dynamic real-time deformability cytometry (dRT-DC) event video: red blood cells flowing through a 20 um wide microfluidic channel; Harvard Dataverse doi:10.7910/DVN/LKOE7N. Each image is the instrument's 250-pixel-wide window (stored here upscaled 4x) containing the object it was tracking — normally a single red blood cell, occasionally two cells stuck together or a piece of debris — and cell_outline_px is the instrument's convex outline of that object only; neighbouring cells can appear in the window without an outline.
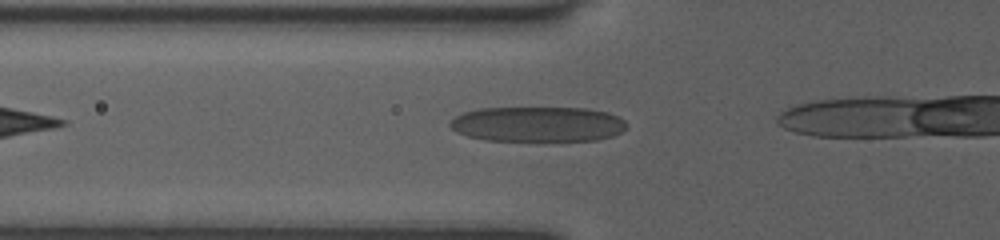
{"species": "human", "species_latin": "Homo sapiens", "temperature_condition": "room temperature", "stored_images_in_passage": 10, "camera_frame_rate_fps": 3000, "um_per_image_px": 0.085, "donor": {"sex": "female"}, "frame": {"image": 1, "passage_image": 2, "time_ms": 0.333, "image_size_px": [1000, 240], "cell_outline_px": [[628, 124], [620, 132], [612, 136], [596, 140], [544, 144], [484, 140], [468, 136], [456, 132], [448, 124], [456, 116], [464, 112], [480, 108], [584, 108], [608, 112], [620, 116]], "centroid_in_image_um": [45.73, 10.61], "position_along_channel_um": 80.1, "area_um2": 37.69}}
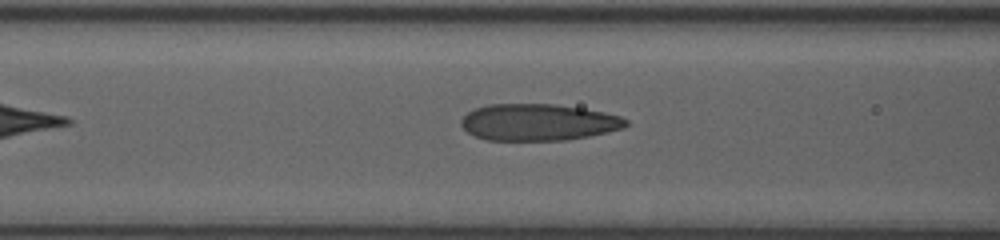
{"frame": {"image": 2, "passage_image": 5, "time_ms": 1.333, "image_size_px": [1000, 240], "cell_outline_px": [[628, 124], [624, 128], [608, 132], [568, 140], [484, 140], [468, 132], [460, 124], [460, 120], [468, 112], [476, 108], [488, 104], [556, 104], [604, 112], [620, 116], [628, 120]], "centroid_in_image_um": [45.76, 10.39], "position_along_channel_um": 120.8, "area_um2": 35.26}}
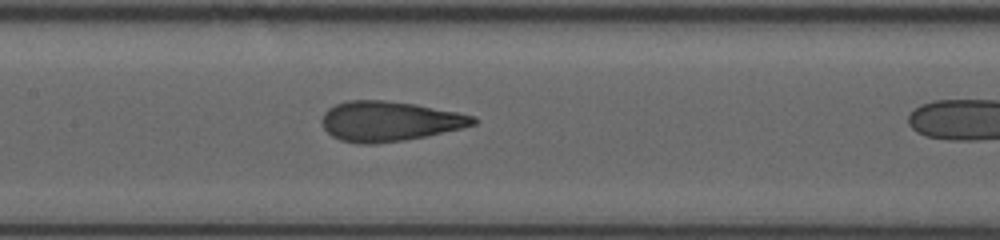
{"frame": {"image": 3, "passage_image": 9, "time_ms": 2.667, "image_size_px": [1000, 240], "cell_outline_px": [[480, 120], [476, 124], [460, 128], [424, 136], [404, 140], [376, 144], [356, 144], [340, 140], [332, 136], [324, 128], [320, 120], [324, 112], [328, 108], [336, 104], [348, 100], [384, 100], [416, 104], [476, 116]], "centroid_in_image_um": [33.07, 10.3], "position_along_channel_um": 174.3, "area_um2": 35.32}}